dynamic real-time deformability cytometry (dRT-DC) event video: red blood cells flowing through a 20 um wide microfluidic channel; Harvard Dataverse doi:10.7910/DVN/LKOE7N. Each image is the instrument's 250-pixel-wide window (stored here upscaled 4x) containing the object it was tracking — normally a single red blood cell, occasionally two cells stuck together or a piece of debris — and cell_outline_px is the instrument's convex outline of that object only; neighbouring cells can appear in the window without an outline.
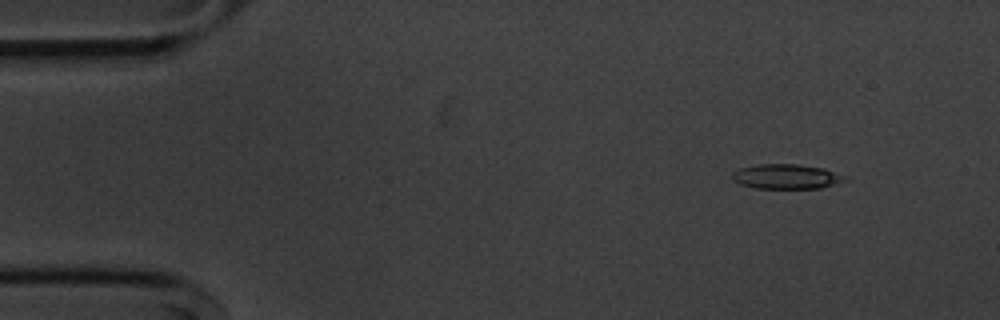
{"species": "common noctule bat (a hibernating species)", "species_latin": "Nyctalus noctula", "temperature_condition": "cold", "stored_images_in_passage": 50, "camera_frame_rate_fps": 3000, "um_per_image_px": 0.085, "animal": {"sex": "male", "body_mass_g": 20.1, "forearm_length_mm": 53.5}, "frame": {"image": 1, "passage_image": 1, "time_ms": 0.0, "image_size_px": [1000, 320], "cell_outline_px": [[848, 180], [820, 188], [756, 188], [740, 184], [732, 180], [732, 172], [740, 168], [756, 164], [800, 164], [824, 168], [848, 176]], "centroid_in_image_um": [66.86, 15.0], "position_along_channel_um": 18.1, "area_um2": 16.42}}
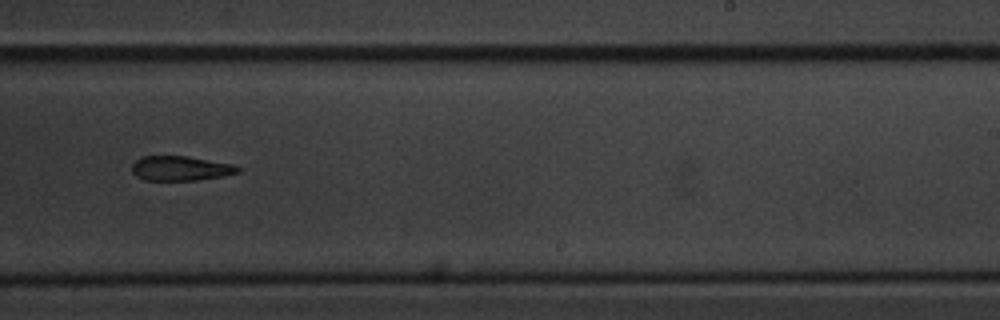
{"frame": {"image": 2, "passage_image": 29, "time_ms": 9.333, "image_size_px": [1000, 320], "cell_outline_px": [[240, 172], [224, 176], [196, 180], [144, 180], [136, 176], [132, 172], [132, 164], [140, 156], [188, 156], [232, 164], [240, 168]], "centroid_in_image_um": [15.33, 14.31], "position_along_channel_um": 273.7, "area_um2": 15.26}}
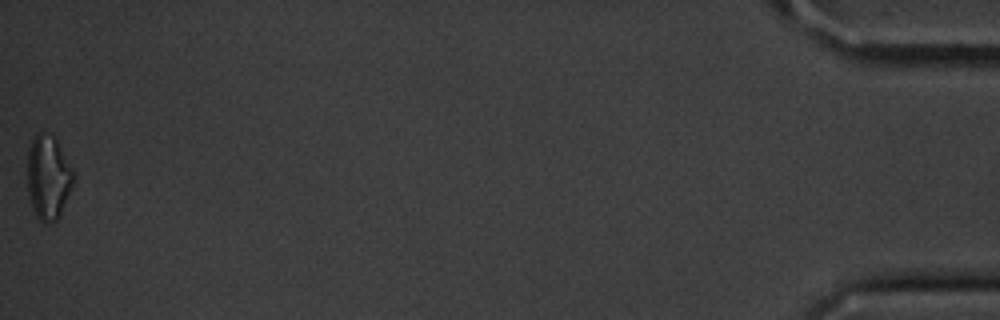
{"frame": {"image": 3, "passage_image": 50, "time_ms": 16.333, "image_size_px": [1000, 320], "cell_outline_px": [[76, 180], [60, 216], [56, 220], [44, 224], [36, 216], [28, 192], [28, 148], [36, 132], [44, 132], [52, 136], [56, 140], [76, 176]], "centroid_in_image_um": [4.12, 15.09], "position_along_channel_um": 431.1, "area_um2": 22.66}, "authors_computed_cell_mechanics": {"area_um2": 16.762, "velocity_mm_per_s": 3.6464, "shape_relaxation_time_tau1_ms": 3.849, "shape_relaxation_time_tau2_ms": null, "deformation_change_tau1": 0.1366, "deformation_change_tau2": null}}